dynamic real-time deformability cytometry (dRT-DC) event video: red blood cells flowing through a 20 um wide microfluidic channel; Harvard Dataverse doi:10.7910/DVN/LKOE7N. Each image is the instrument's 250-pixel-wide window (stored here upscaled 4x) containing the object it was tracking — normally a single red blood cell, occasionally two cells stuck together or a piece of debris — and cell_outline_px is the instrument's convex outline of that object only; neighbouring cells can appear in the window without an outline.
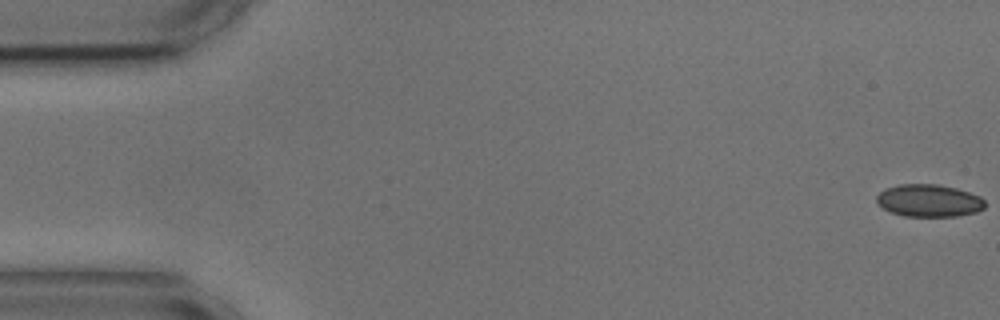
{"species": "common noctule bat (a hibernating species)", "species_latin": "Nyctalus noctula", "temperature_condition": "cold", "stored_images_in_passage": 10, "camera_frame_rate_fps": 3000, "um_per_image_px": 0.085, "animal": {"sex": "male", "body_mass_g": 17.9, "forearm_length_mm": 54.2}, "frame": {"image": 1, "passage_image": 1, "time_ms": 0.0, "image_size_px": [1000, 320], "cell_outline_px": [[984, 208], [976, 212], [956, 216], [904, 216], [892, 212], [884, 208], [876, 200], [876, 196], [884, 188], [900, 184], [936, 184], [956, 188], [980, 196], [984, 200]], "centroid_in_image_um": [78.96, 17.04], "position_along_channel_um": 6.0, "area_um2": 20.35}}